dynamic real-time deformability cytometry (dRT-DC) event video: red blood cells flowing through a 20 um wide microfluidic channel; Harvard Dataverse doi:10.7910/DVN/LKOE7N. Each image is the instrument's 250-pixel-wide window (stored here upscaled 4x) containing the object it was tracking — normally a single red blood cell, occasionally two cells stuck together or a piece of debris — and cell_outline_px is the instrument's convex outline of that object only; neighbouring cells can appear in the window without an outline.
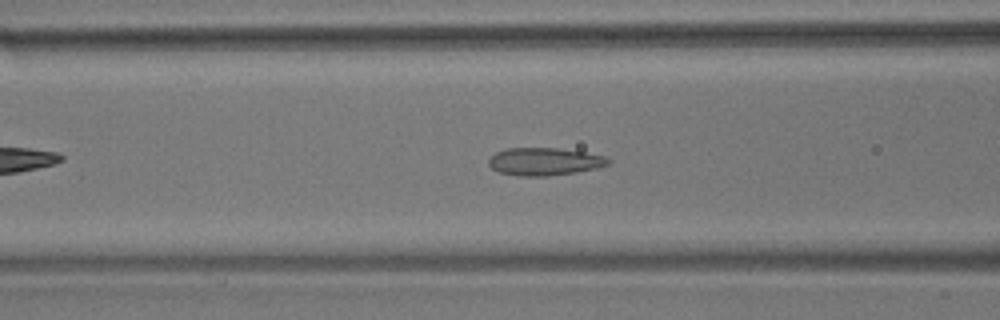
{"species": "common noctule bat (a hibernating species)", "species_latin": "Nyctalus noctula", "temperature_condition": "room temperature", "stored_images_in_passage": 57, "camera_frame_rate_fps": 3000, "um_per_image_px": 0.085, "animal": {"sex": "male", "body_mass_g": 17.9}, "frame": {"image": 1, "passage_image": 22, "time_ms": 7.0, "image_size_px": [1000, 320], "cell_outline_px": [[612, 160], [608, 164], [596, 168], [576, 172], [548, 176], [516, 176], [500, 172], [492, 168], [488, 164], [488, 160], [496, 152], [504, 148], [560, 148], [608, 156]], "centroid_in_image_um": [46.29, 13.73], "position_along_channel_um": 120.3, "area_um2": 19.42}}
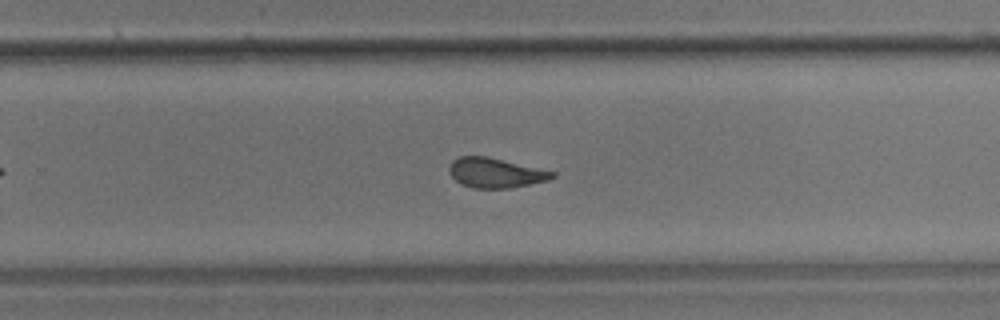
{"frame": {"image": 2, "passage_image": 36, "time_ms": 11.667, "image_size_px": [1000, 320], "cell_outline_px": [[556, 176], [548, 180], [508, 188], [472, 188], [460, 184], [448, 172], [448, 168], [452, 160], [460, 156], [488, 156], [556, 172]], "centroid_in_image_um": [42.09, 14.68], "position_along_channel_um": 287.7, "area_um2": 17.92}}
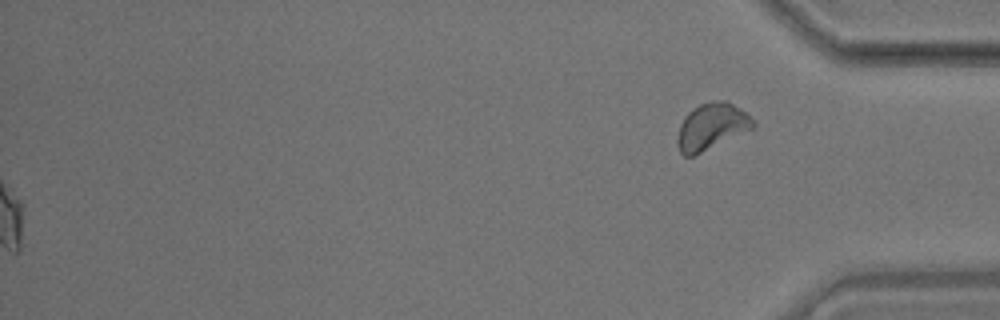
{"frame": {"image": 3, "passage_image": 57, "time_ms": 18.667, "image_size_px": [1000, 320], "cell_outline_px": [[756, 124], [752, 128], [692, 156], [684, 156], [680, 152], [676, 144], [676, 140], [680, 124], [684, 116], [692, 108], [700, 104], [712, 100], [724, 100], [732, 104], [744, 112]], "centroid_in_image_um": [60.41, 10.74], "position_along_channel_um": 374.8, "area_um2": 20.06}, "authors_computed_cell_mechanics": {"area_um2": 19.3052, "velocity_mm_per_s": 3.5915, "shape_relaxation_time_tau1_ms": 6.7697, "shape_relaxation_time_tau2_ms": 0.829, "deformation_change_tau1": 0.1532, "deformation_change_tau2": 0.079}}